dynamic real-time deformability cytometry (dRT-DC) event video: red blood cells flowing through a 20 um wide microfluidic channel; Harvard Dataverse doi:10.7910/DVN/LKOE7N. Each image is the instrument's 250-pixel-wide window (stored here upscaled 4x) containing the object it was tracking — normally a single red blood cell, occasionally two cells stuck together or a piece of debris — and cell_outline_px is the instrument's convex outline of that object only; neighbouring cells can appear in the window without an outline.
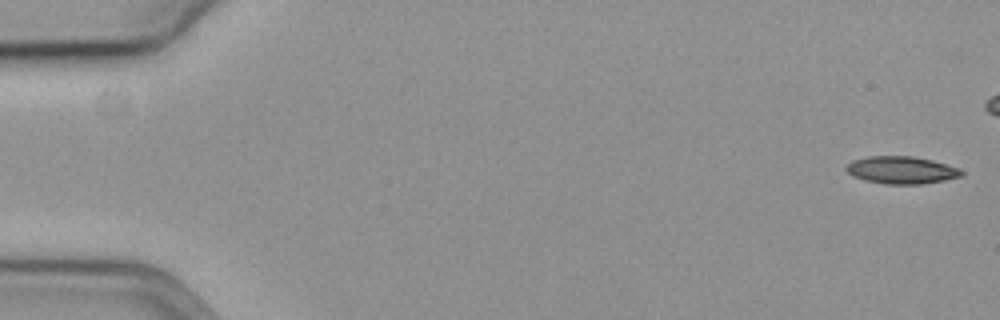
{"species": "common noctule bat (a hibernating species)", "species_latin": "Nyctalus noctula", "temperature_condition": "cold", "stored_images_in_passage": 50, "camera_frame_rate_fps": 3000, "um_per_image_px": 0.085, "animal": {"sex": "female", "body_mass_g": 19.3, "forearm_length_mm": 54.1}, "frame": {"image": 1, "passage_image": 1, "time_ms": 0.0, "image_size_px": [1000, 320], "cell_outline_px": [[964, 176], [944, 180], [920, 184], [884, 184], [864, 180], [852, 176], [844, 168], [852, 160], [868, 156], [912, 156], [932, 160], [960, 168], [964, 172]], "centroid_in_image_um": [76.63, 14.45], "position_along_channel_um": 8.4, "area_um2": 18.55}}
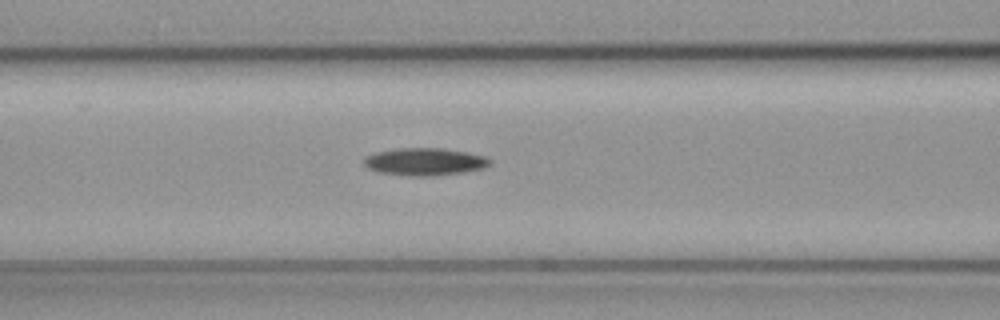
{"frame": {"image": 2, "passage_image": 24, "time_ms": 7.667, "image_size_px": [1000, 320], "cell_outline_px": [[492, 160], [484, 168], [464, 172], [432, 176], [408, 176], [376, 172], [368, 168], [364, 164], [364, 156], [376, 152], [400, 148], [444, 148], [468, 152], [484, 156]], "centroid_in_image_um": [36.08, 13.75], "position_along_channel_um": 130.5, "area_um2": 20.29}}
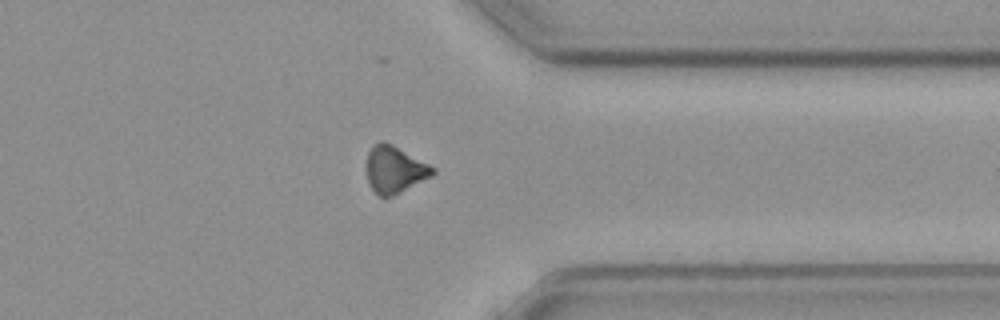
{"frame": {"image": 3, "passage_image": 45, "time_ms": 14.667, "image_size_px": [1000, 320], "cell_outline_px": [[436, 172], [432, 176], [392, 196], [380, 196], [368, 184], [368, 152], [372, 144], [380, 140], [384, 140], [392, 144], [436, 168]], "centroid_in_image_um": [33.55, 14.38], "position_along_channel_um": 377.8, "area_um2": 17.92}}